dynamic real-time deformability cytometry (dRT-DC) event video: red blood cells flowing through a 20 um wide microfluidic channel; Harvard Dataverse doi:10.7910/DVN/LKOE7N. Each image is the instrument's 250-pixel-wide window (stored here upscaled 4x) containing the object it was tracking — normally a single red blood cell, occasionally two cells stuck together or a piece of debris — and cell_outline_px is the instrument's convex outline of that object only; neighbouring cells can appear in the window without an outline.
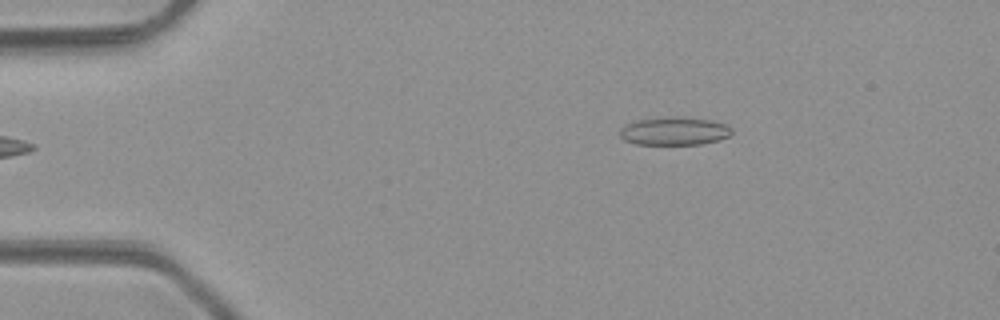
{"species": "common noctule bat (a hibernating species)", "species_latin": "Nyctalus noctula", "temperature_condition": "room temperature", "stored_images_in_passage": 4, "camera_frame_rate_fps": 3000, "um_per_image_px": 0.085, "animal": {"sex": "male", "body_mass_g": 23.1, "forearm_length_mm": 52.7}, "frame": {"image": 1, "passage_image": 2, "time_ms": 1.333, "image_size_px": [1000, 320], "cell_outline_px": [[732, 132], [728, 136], [720, 140], [704, 144], [636, 144], [624, 140], [620, 136], [620, 128], [624, 124], [636, 120], [672, 116], [676, 116], [712, 120], [724, 124], [732, 128]], "centroid_in_image_um": [57.3, 11.14], "position_along_channel_um": 27.7, "area_um2": 18.5}}